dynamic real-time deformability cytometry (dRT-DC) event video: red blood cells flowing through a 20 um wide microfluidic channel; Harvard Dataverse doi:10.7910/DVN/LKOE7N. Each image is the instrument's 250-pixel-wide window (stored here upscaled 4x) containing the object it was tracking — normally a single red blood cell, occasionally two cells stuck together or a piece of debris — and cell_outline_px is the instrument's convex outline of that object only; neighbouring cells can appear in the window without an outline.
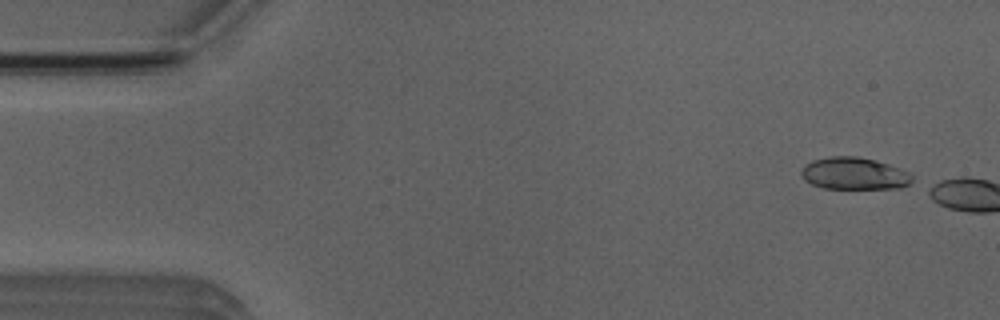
{"species": "Egyptian fruit bat (a non-hibernating species)", "species_latin": "Rousettus aegyptiacus", "temperature_condition": "room temperature", "stored_images_in_passage": 4, "camera_frame_rate_fps": 3000, "um_per_image_px": 0.085, "animal": {"sex": "male"}, "frame": {"image": 1, "passage_image": 1, "time_ms": 0.0, "image_size_px": [1000, 320], "cell_outline_px": [[912, 180], [908, 184], [900, 188], [824, 188], [812, 184], [804, 180], [800, 176], [800, 172], [804, 164], [812, 160], [832, 156], [856, 156], [888, 164], [900, 168], [908, 172], [912, 176]], "centroid_in_image_um": [72.56, 14.75], "position_along_channel_um": 12.4, "area_um2": 20.69}}